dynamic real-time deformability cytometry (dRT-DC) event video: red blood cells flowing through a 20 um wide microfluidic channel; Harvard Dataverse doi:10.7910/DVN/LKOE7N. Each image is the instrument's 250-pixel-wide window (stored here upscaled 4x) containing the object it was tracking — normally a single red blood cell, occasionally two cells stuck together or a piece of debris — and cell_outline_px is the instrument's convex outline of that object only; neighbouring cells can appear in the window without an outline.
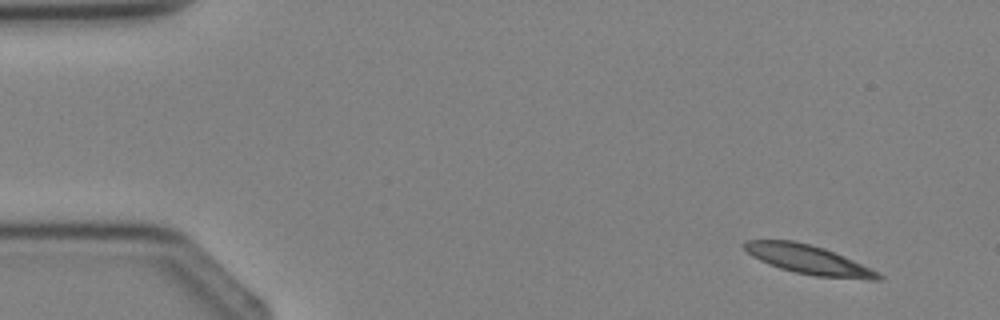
{"species": "Egyptian fruit bat (a non-hibernating species)", "species_latin": "Rousettus aegyptiacus", "temperature_condition": "cold", "stored_images_in_passage": 3, "camera_frame_rate_fps": 3000, "um_per_image_px": 0.085, "animal": {"sex": "female"}, "frame": {"image": 1, "passage_image": 1, "time_ms": 0.0, "image_size_px": [1000, 320], "cell_outline_px": [[884, 276], [880, 280], [868, 280], [816, 276], [796, 272], [780, 268], [768, 264], [752, 256], [740, 244], [744, 240], [792, 240], [824, 248], [844, 256], [880, 272]], "centroid_in_image_um": [68.74, 22.07], "position_along_channel_um": 16.3, "area_um2": 22.72}}
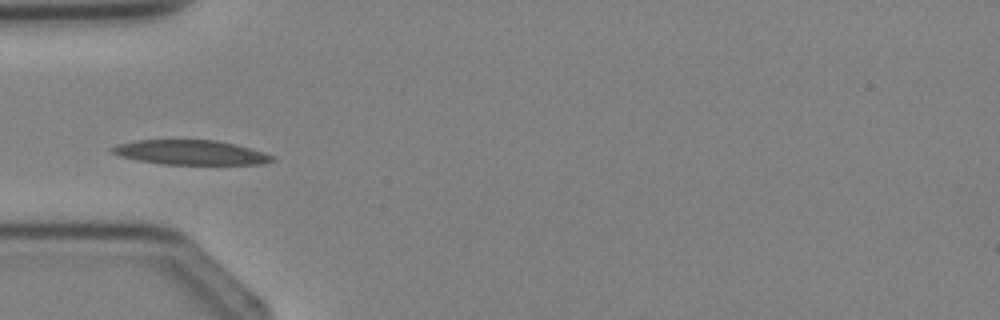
{"frame": {"image": 2, "passage_image": 3, "time_ms": 3.0, "image_size_px": [1000, 320], "cell_outline_px": [[276, 160], [260, 164], [160, 164], [136, 160], [120, 156], [108, 152], [108, 148], [116, 144], [136, 140], [216, 140], [248, 148], [272, 156]], "centroid_in_image_um": [16.06, 12.96], "position_along_channel_um": 68.9, "area_um2": 22.83}}